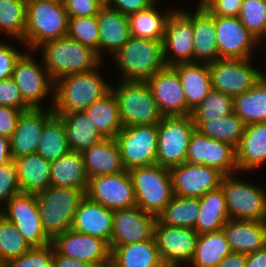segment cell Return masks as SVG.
I'll list each match as a JSON object with an SVG mask.
<instances>
[{
	"label": "cell",
	"instance_id": "cell-1",
	"mask_svg": "<svg viewBox=\"0 0 266 267\" xmlns=\"http://www.w3.org/2000/svg\"><path fill=\"white\" fill-rule=\"evenodd\" d=\"M62 77L54 82V114L85 111L94 101L111 91V83L104 79L100 69Z\"/></svg>",
	"mask_w": 266,
	"mask_h": 267
},
{
	"label": "cell",
	"instance_id": "cell-2",
	"mask_svg": "<svg viewBox=\"0 0 266 267\" xmlns=\"http://www.w3.org/2000/svg\"><path fill=\"white\" fill-rule=\"evenodd\" d=\"M37 49L42 52L41 60L53 82L62 77L91 71L104 62L95 50L68 36L47 41Z\"/></svg>",
	"mask_w": 266,
	"mask_h": 267
},
{
	"label": "cell",
	"instance_id": "cell-3",
	"mask_svg": "<svg viewBox=\"0 0 266 267\" xmlns=\"http://www.w3.org/2000/svg\"><path fill=\"white\" fill-rule=\"evenodd\" d=\"M111 57L123 81H147L166 67L163 41L131 37Z\"/></svg>",
	"mask_w": 266,
	"mask_h": 267
},
{
	"label": "cell",
	"instance_id": "cell-4",
	"mask_svg": "<svg viewBox=\"0 0 266 267\" xmlns=\"http://www.w3.org/2000/svg\"><path fill=\"white\" fill-rule=\"evenodd\" d=\"M87 190L49 186L36 193L42 226L52 241L56 236L71 229L75 212Z\"/></svg>",
	"mask_w": 266,
	"mask_h": 267
},
{
	"label": "cell",
	"instance_id": "cell-5",
	"mask_svg": "<svg viewBox=\"0 0 266 267\" xmlns=\"http://www.w3.org/2000/svg\"><path fill=\"white\" fill-rule=\"evenodd\" d=\"M68 14L64 3H26V28L23 44L29 51H37L43 43L67 36Z\"/></svg>",
	"mask_w": 266,
	"mask_h": 267
},
{
	"label": "cell",
	"instance_id": "cell-6",
	"mask_svg": "<svg viewBox=\"0 0 266 267\" xmlns=\"http://www.w3.org/2000/svg\"><path fill=\"white\" fill-rule=\"evenodd\" d=\"M123 126L158 125L163 115L159 111L146 81H121L111 86Z\"/></svg>",
	"mask_w": 266,
	"mask_h": 267
},
{
	"label": "cell",
	"instance_id": "cell-7",
	"mask_svg": "<svg viewBox=\"0 0 266 267\" xmlns=\"http://www.w3.org/2000/svg\"><path fill=\"white\" fill-rule=\"evenodd\" d=\"M128 172L133 182L136 206L157 216L174 195L169 169L154 164L132 168Z\"/></svg>",
	"mask_w": 266,
	"mask_h": 267
},
{
	"label": "cell",
	"instance_id": "cell-8",
	"mask_svg": "<svg viewBox=\"0 0 266 267\" xmlns=\"http://www.w3.org/2000/svg\"><path fill=\"white\" fill-rule=\"evenodd\" d=\"M157 129L156 164L171 169L186 162L188 146L196 131L192 116H163Z\"/></svg>",
	"mask_w": 266,
	"mask_h": 267
},
{
	"label": "cell",
	"instance_id": "cell-9",
	"mask_svg": "<svg viewBox=\"0 0 266 267\" xmlns=\"http://www.w3.org/2000/svg\"><path fill=\"white\" fill-rule=\"evenodd\" d=\"M234 175H224L220 185L229 219L266 221V189Z\"/></svg>",
	"mask_w": 266,
	"mask_h": 267
},
{
	"label": "cell",
	"instance_id": "cell-10",
	"mask_svg": "<svg viewBox=\"0 0 266 267\" xmlns=\"http://www.w3.org/2000/svg\"><path fill=\"white\" fill-rule=\"evenodd\" d=\"M114 139L125 170L156 164L157 125L123 126Z\"/></svg>",
	"mask_w": 266,
	"mask_h": 267
},
{
	"label": "cell",
	"instance_id": "cell-11",
	"mask_svg": "<svg viewBox=\"0 0 266 267\" xmlns=\"http://www.w3.org/2000/svg\"><path fill=\"white\" fill-rule=\"evenodd\" d=\"M251 59H219L209 63L212 89L235 97L253 88L266 73L254 68Z\"/></svg>",
	"mask_w": 266,
	"mask_h": 267
},
{
	"label": "cell",
	"instance_id": "cell-12",
	"mask_svg": "<svg viewBox=\"0 0 266 267\" xmlns=\"http://www.w3.org/2000/svg\"><path fill=\"white\" fill-rule=\"evenodd\" d=\"M12 78L21 92L23 101L31 109L44 108L41 103L50 96V92L52 97L49 98L54 99V92H52L54 82L43 61L37 62L32 56V51L26 50L16 62Z\"/></svg>",
	"mask_w": 266,
	"mask_h": 267
},
{
	"label": "cell",
	"instance_id": "cell-13",
	"mask_svg": "<svg viewBox=\"0 0 266 267\" xmlns=\"http://www.w3.org/2000/svg\"><path fill=\"white\" fill-rule=\"evenodd\" d=\"M0 214L16 226L31 247H42L51 243L42 226L35 194L20 192L12 196L2 206Z\"/></svg>",
	"mask_w": 266,
	"mask_h": 267
},
{
	"label": "cell",
	"instance_id": "cell-14",
	"mask_svg": "<svg viewBox=\"0 0 266 267\" xmlns=\"http://www.w3.org/2000/svg\"><path fill=\"white\" fill-rule=\"evenodd\" d=\"M198 233L192 228H182L155 223L154 238L166 267L186 266L191 262Z\"/></svg>",
	"mask_w": 266,
	"mask_h": 267
},
{
	"label": "cell",
	"instance_id": "cell-15",
	"mask_svg": "<svg viewBox=\"0 0 266 267\" xmlns=\"http://www.w3.org/2000/svg\"><path fill=\"white\" fill-rule=\"evenodd\" d=\"M192 20L179 8L170 14L163 39V57L167 67L194 62Z\"/></svg>",
	"mask_w": 266,
	"mask_h": 267
},
{
	"label": "cell",
	"instance_id": "cell-16",
	"mask_svg": "<svg viewBox=\"0 0 266 267\" xmlns=\"http://www.w3.org/2000/svg\"><path fill=\"white\" fill-rule=\"evenodd\" d=\"M86 195L111 210L136 206L133 182L127 170L89 179Z\"/></svg>",
	"mask_w": 266,
	"mask_h": 267
},
{
	"label": "cell",
	"instance_id": "cell-17",
	"mask_svg": "<svg viewBox=\"0 0 266 267\" xmlns=\"http://www.w3.org/2000/svg\"><path fill=\"white\" fill-rule=\"evenodd\" d=\"M214 24L220 59L253 58L261 41L246 29L239 17L214 16Z\"/></svg>",
	"mask_w": 266,
	"mask_h": 267
},
{
	"label": "cell",
	"instance_id": "cell-18",
	"mask_svg": "<svg viewBox=\"0 0 266 267\" xmlns=\"http://www.w3.org/2000/svg\"><path fill=\"white\" fill-rule=\"evenodd\" d=\"M60 254L92 264L94 267H107L111 263L110 245L91 235L69 229L51 241Z\"/></svg>",
	"mask_w": 266,
	"mask_h": 267
},
{
	"label": "cell",
	"instance_id": "cell-19",
	"mask_svg": "<svg viewBox=\"0 0 266 267\" xmlns=\"http://www.w3.org/2000/svg\"><path fill=\"white\" fill-rule=\"evenodd\" d=\"M173 194L178 197L200 198L221 185L224 174L218 169L184 162L169 169Z\"/></svg>",
	"mask_w": 266,
	"mask_h": 267
},
{
	"label": "cell",
	"instance_id": "cell-20",
	"mask_svg": "<svg viewBox=\"0 0 266 267\" xmlns=\"http://www.w3.org/2000/svg\"><path fill=\"white\" fill-rule=\"evenodd\" d=\"M186 162L218 169L224 175L237 174L236 149L233 145L193 133Z\"/></svg>",
	"mask_w": 266,
	"mask_h": 267
},
{
	"label": "cell",
	"instance_id": "cell-21",
	"mask_svg": "<svg viewBox=\"0 0 266 267\" xmlns=\"http://www.w3.org/2000/svg\"><path fill=\"white\" fill-rule=\"evenodd\" d=\"M157 216L134 206L113 210L110 247H118L154 238Z\"/></svg>",
	"mask_w": 266,
	"mask_h": 267
},
{
	"label": "cell",
	"instance_id": "cell-22",
	"mask_svg": "<svg viewBox=\"0 0 266 267\" xmlns=\"http://www.w3.org/2000/svg\"><path fill=\"white\" fill-rule=\"evenodd\" d=\"M163 116L191 115L180 78L173 67L159 70L146 81Z\"/></svg>",
	"mask_w": 266,
	"mask_h": 267
},
{
	"label": "cell",
	"instance_id": "cell-23",
	"mask_svg": "<svg viewBox=\"0 0 266 267\" xmlns=\"http://www.w3.org/2000/svg\"><path fill=\"white\" fill-rule=\"evenodd\" d=\"M48 109H30L22 112L16 129L10 137V148L13 158L37 152L38 143L45 122L54 114L53 100ZM52 105V106H51Z\"/></svg>",
	"mask_w": 266,
	"mask_h": 267
},
{
	"label": "cell",
	"instance_id": "cell-24",
	"mask_svg": "<svg viewBox=\"0 0 266 267\" xmlns=\"http://www.w3.org/2000/svg\"><path fill=\"white\" fill-rule=\"evenodd\" d=\"M71 229L98 237L110 245L113 230V210L91 200L86 195L75 212Z\"/></svg>",
	"mask_w": 266,
	"mask_h": 267
},
{
	"label": "cell",
	"instance_id": "cell-25",
	"mask_svg": "<svg viewBox=\"0 0 266 267\" xmlns=\"http://www.w3.org/2000/svg\"><path fill=\"white\" fill-rule=\"evenodd\" d=\"M98 56L103 60V54H115L132 36L128 17L108 6H103L98 14Z\"/></svg>",
	"mask_w": 266,
	"mask_h": 267
},
{
	"label": "cell",
	"instance_id": "cell-26",
	"mask_svg": "<svg viewBox=\"0 0 266 267\" xmlns=\"http://www.w3.org/2000/svg\"><path fill=\"white\" fill-rule=\"evenodd\" d=\"M181 10L192 20L194 62L209 64L219 60L214 15L206 8H196L193 13Z\"/></svg>",
	"mask_w": 266,
	"mask_h": 267
},
{
	"label": "cell",
	"instance_id": "cell-27",
	"mask_svg": "<svg viewBox=\"0 0 266 267\" xmlns=\"http://www.w3.org/2000/svg\"><path fill=\"white\" fill-rule=\"evenodd\" d=\"M238 172L261 168L266 164V122L252 123L245 127L236 146Z\"/></svg>",
	"mask_w": 266,
	"mask_h": 267
},
{
	"label": "cell",
	"instance_id": "cell-28",
	"mask_svg": "<svg viewBox=\"0 0 266 267\" xmlns=\"http://www.w3.org/2000/svg\"><path fill=\"white\" fill-rule=\"evenodd\" d=\"M222 229L232 252L247 255L266 246V221L229 219Z\"/></svg>",
	"mask_w": 266,
	"mask_h": 267
},
{
	"label": "cell",
	"instance_id": "cell-29",
	"mask_svg": "<svg viewBox=\"0 0 266 267\" xmlns=\"http://www.w3.org/2000/svg\"><path fill=\"white\" fill-rule=\"evenodd\" d=\"M88 180L107 174L125 171L121 154L114 138H104L99 143L82 152Z\"/></svg>",
	"mask_w": 266,
	"mask_h": 267
},
{
	"label": "cell",
	"instance_id": "cell-30",
	"mask_svg": "<svg viewBox=\"0 0 266 267\" xmlns=\"http://www.w3.org/2000/svg\"><path fill=\"white\" fill-rule=\"evenodd\" d=\"M184 91L186 106L193 111L212 90L207 63L191 62L173 66Z\"/></svg>",
	"mask_w": 266,
	"mask_h": 267
},
{
	"label": "cell",
	"instance_id": "cell-31",
	"mask_svg": "<svg viewBox=\"0 0 266 267\" xmlns=\"http://www.w3.org/2000/svg\"><path fill=\"white\" fill-rule=\"evenodd\" d=\"M20 191L36 194L50 186L51 163L38 153L13 158Z\"/></svg>",
	"mask_w": 266,
	"mask_h": 267
},
{
	"label": "cell",
	"instance_id": "cell-32",
	"mask_svg": "<svg viewBox=\"0 0 266 267\" xmlns=\"http://www.w3.org/2000/svg\"><path fill=\"white\" fill-rule=\"evenodd\" d=\"M113 267H166L155 238L129 245L110 247Z\"/></svg>",
	"mask_w": 266,
	"mask_h": 267
},
{
	"label": "cell",
	"instance_id": "cell-33",
	"mask_svg": "<svg viewBox=\"0 0 266 267\" xmlns=\"http://www.w3.org/2000/svg\"><path fill=\"white\" fill-rule=\"evenodd\" d=\"M56 115L61 117L65 126L70 151L82 153L105 138L85 111Z\"/></svg>",
	"mask_w": 266,
	"mask_h": 267
},
{
	"label": "cell",
	"instance_id": "cell-34",
	"mask_svg": "<svg viewBox=\"0 0 266 267\" xmlns=\"http://www.w3.org/2000/svg\"><path fill=\"white\" fill-rule=\"evenodd\" d=\"M50 186L87 190L88 177L82 153L69 151L51 162Z\"/></svg>",
	"mask_w": 266,
	"mask_h": 267
},
{
	"label": "cell",
	"instance_id": "cell-35",
	"mask_svg": "<svg viewBox=\"0 0 266 267\" xmlns=\"http://www.w3.org/2000/svg\"><path fill=\"white\" fill-rule=\"evenodd\" d=\"M200 209L194 230L198 234L221 230L229 220L226 201L221 187L199 198Z\"/></svg>",
	"mask_w": 266,
	"mask_h": 267
},
{
	"label": "cell",
	"instance_id": "cell-36",
	"mask_svg": "<svg viewBox=\"0 0 266 267\" xmlns=\"http://www.w3.org/2000/svg\"><path fill=\"white\" fill-rule=\"evenodd\" d=\"M231 253L232 250L223 229L199 234L194 256L188 266L216 267L223 258Z\"/></svg>",
	"mask_w": 266,
	"mask_h": 267
},
{
	"label": "cell",
	"instance_id": "cell-37",
	"mask_svg": "<svg viewBox=\"0 0 266 267\" xmlns=\"http://www.w3.org/2000/svg\"><path fill=\"white\" fill-rule=\"evenodd\" d=\"M156 6L154 3L145 10L127 16L132 37L163 41L166 22L175 8L160 13Z\"/></svg>",
	"mask_w": 266,
	"mask_h": 267
},
{
	"label": "cell",
	"instance_id": "cell-38",
	"mask_svg": "<svg viewBox=\"0 0 266 267\" xmlns=\"http://www.w3.org/2000/svg\"><path fill=\"white\" fill-rule=\"evenodd\" d=\"M85 113L105 138H115L123 128L117 100L112 90L94 101Z\"/></svg>",
	"mask_w": 266,
	"mask_h": 267
},
{
	"label": "cell",
	"instance_id": "cell-39",
	"mask_svg": "<svg viewBox=\"0 0 266 267\" xmlns=\"http://www.w3.org/2000/svg\"><path fill=\"white\" fill-rule=\"evenodd\" d=\"M234 113L246 125L266 122V74L253 88L234 97Z\"/></svg>",
	"mask_w": 266,
	"mask_h": 267
},
{
	"label": "cell",
	"instance_id": "cell-40",
	"mask_svg": "<svg viewBox=\"0 0 266 267\" xmlns=\"http://www.w3.org/2000/svg\"><path fill=\"white\" fill-rule=\"evenodd\" d=\"M69 151L63 121L59 115L53 114L44 124L36 153L51 163Z\"/></svg>",
	"mask_w": 266,
	"mask_h": 267
},
{
	"label": "cell",
	"instance_id": "cell-41",
	"mask_svg": "<svg viewBox=\"0 0 266 267\" xmlns=\"http://www.w3.org/2000/svg\"><path fill=\"white\" fill-rule=\"evenodd\" d=\"M193 123L201 135L229 143L235 148L246 127V124L234 112L222 118L193 121Z\"/></svg>",
	"mask_w": 266,
	"mask_h": 267
},
{
	"label": "cell",
	"instance_id": "cell-42",
	"mask_svg": "<svg viewBox=\"0 0 266 267\" xmlns=\"http://www.w3.org/2000/svg\"><path fill=\"white\" fill-rule=\"evenodd\" d=\"M199 209V198L173 195L171 201L157 215V220L167 226L194 229Z\"/></svg>",
	"mask_w": 266,
	"mask_h": 267
},
{
	"label": "cell",
	"instance_id": "cell-43",
	"mask_svg": "<svg viewBox=\"0 0 266 267\" xmlns=\"http://www.w3.org/2000/svg\"><path fill=\"white\" fill-rule=\"evenodd\" d=\"M26 28V2L25 0H0V35L22 42Z\"/></svg>",
	"mask_w": 266,
	"mask_h": 267
},
{
	"label": "cell",
	"instance_id": "cell-44",
	"mask_svg": "<svg viewBox=\"0 0 266 267\" xmlns=\"http://www.w3.org/2000/svg\"><path fill=\"white\" fill-rule=\"evenodd\" d=\"M234 112V97L211 90L205 99L192 111L193 121L222 118Z\"/></svg>",
	"mask_w": 266,
	"mask_h": 267
},
{
	"label": "cell",
	"instance_id": "cell-45",
	"mask_svg": "<svg viewBox=\"0 0 266 267\" xmlns=\"http://www.w3.org/2000/svg\"><path fill=\"white\" fill-rule=\"evenodd\" d=\"M30 248L16 226L0 214V263L20 257Z\"/></svg>",
	"mask_w": 266,
	"mask_h": 267
},
{
	"label": "cell",
	"instance_id": "cell-46",
	"mask_svg": "<svg viewBox=\"0 0 266 267\" xmlns=\"http://www.w3.org/2000/svg\"><path fill=\"white\" fill-rule=\"evenodd\" d=\"M238 17L259 41L266 39V0H243Z\"/></svg>",
	"mask_w": 266,
	"mask_h": 267
},
{
	"label": "cell",
	"instance_id": "cell-47",
	"mask_svg": "<svg viewBox=\"0 0 266 267\" xmlns=\"http://www.w3.org/2000/svg\"><path fill=\"white\" fill-rule=\"evenodd\" d=\"M67 36L82 45L92 48L98 54L99 30L97 15L69 17Z\"/></svg>",
	"mask_w": 266,
	"mask_h": 267
},
{
	"label": "cell",
	"instance_id": "cell-48",
	"mask_svg": "<svg viewBox=\"0 0 266 267\" xmlns=\"http://www.w3.org/2000/svg\"><path fill=\"white\" fill-rule=\"evenodd\" d=\"M6 264L9 267H53V245L50 243L42 247H31L20 257L14 258Z\"/></svg>",
	"mask_w": 266,
	"mask_h": 267
},
{
	"label": "cell",
	"instance_id": "cell-49",
	"mask_svg": "<svg viewBox=\"0 0 266 267\" xmlns=\"http://www.w3.org/2000/svg\"><path fill=\"white\" fill-rule=\"evenodd\" d=\"M20 192L14 160L7 164L0 165V209L12 196Z\"/></svg>",
	"mask_w": 266,
	"mask_h": 267
},
{
	"label": "cell",
	"instance_id": "cell-50",
	"mask_svg": "<svg viewBox=\"0 0 266 267\" xmlns=\"http://www.w3.org/2000/svg\"><path fill=\"white\" fill-rule=\"evenodd\" d=\"M0 105L23 112L31 109L23 101L21 92L12 77L0 80Z\"/></svg>",
	"mask_w": 266,
	"mask_h": 267
},
{
	"label": "cell",
	"instance_id": "cell-51",
	"mask_svg": "<svg viewBox=\"0 0 266 267\" xmlns=\"http://www.w3.org/2000/svg\"><path fill=\"white\" fill-rule=\"evenodd\" d=\"M26 51H17L13 45L0 40V80L12 77L16 62Z\"/></svg>",
	"mask_w": 266,
	"mask_h": 267
},
{
	"label": "cell",
	"instance_id": "cell-52",
	"mask_svg": "<svg viewBox=\"0 0 266 267\" xmlns=\"http://www.w3.org/2000/svg\"><path fill=\"white\" fill-rule=\"evenodd\" d=\"M68 17H88L97 15L103 7L97 0H64Z\"/></svg>",
	"mask_w": 266,
	"mask_h": 267
},
{
	"label": "cell",
	"instance_id": "cell-53",
	"mask_svg": "<svg viewBox=\"0 0 266 267\" xmlns=\"http://www.w3.org/2000/svg\"><path fill=\"white\" fill-rule=\"evenodd\" d=\"M22 112V110L0 105V136L8 138L12 136Z\"/></svg>",
	"mask_w": 266,
	"mask_h": 267
},
{
	"label": "cell",
	"instance_id": "cell-54",
	"mask_svg": "<svg viewBox=\"0 0 266 267\" xmlns=\"http://www.w3.org/2000/svg\"><path fill=\"white\" fill-rule=\"evenodd\" d=\"M243 0H213L206 9L214 16L238 17Z\"/></svg>",
	"mask_w": 266,
	"mask_h": 267
},
{
	"label": "cell",
	"instance_id": "cell-55",
	"mask_svg": "<svg viewBox=\"0 0 266 267\" xmlns=\"http://www.w3.org/2000/svg\"><path fill=\"white\" fill-rule=\"evenodd\" d=\"M154 3L153 0H111L108 7L129 16L149 8Z\"/></svg>",
	"mask_w": 266,
	"mask_h": 267
},
{
	"label": "cell",
	"instance_id": "cell-56",
	"mask_svg": "<svg viewBox=\"0 0 266 267\" xmlns=\"http://www.w3.org/2000/svg\"><path fill=\"white\" fill-rule=\"evenodd\" d=\"M53 258L54 266L53 267H94L92 264L77 260L72 257L65 255H60L53 247Z\"/></svg>",
	"mask_w": 266,
	"mask_h": 267
},
{
	"label": "cell",
	"instance_id": "cell-57",
	"mask_svg": "<svg viewBox=\"0 0 266 267\" xmlns=\"http://www.w3.org/2000/svg\"><path fill=\"white\" fill-rule=\"evenodd\" d=\"M246 254L239 252H232L223 258L216 267H245Z\"/></svg>",
	"mask_w": 266,
	"mask_h": 267
},
{
	"label": "cell",
	"instance_id": "cell-58",
	"mask_svg": "<svg viewBox=\"0 0 266 267\" xmlns=\"http://www.w3.org/2000/svg\"><path fill=\"white\" fill-rule=\"evenodd\" d=\"M245 267H266V246L247 254Z\"/></svg>",
	"mask_w": 266,
	"mask_h": 267
},
{
	"label": "cell",
	"instance_id": "cell-59",
	"mask_svg": "<svg viewBox=\"0 0 266 267\" xmlns=\"http://www.w3.org/2000/svg\"><path fill=\"white\" fill-rule=\"evenodd\" d=\"M13 160L10 148V138L0 136V165L7 164Z\"/></svg>",
	"mask_w": 266,
	"mask_h": 267
},
{
	"label": "cell",
	"instance_id": "cell-60",
	"mask_svg": "<svg viewBox=\"0 0 266 267\" xmlns=\"http://www.w3.org/2000/svg\"><path fill=\"white\" fill-rule=\"evenodd\" d=\"M213 0H199L197 8H206Z\"/></svg>",
	"mask_w": 266,
	"mask_h": 267
},
{
	"label": "cell",
	"instance_id": "cell-61",
	"mask_svg": "<svg viewBox=\"0 0 266 267\" xmlns=\"http://www.w3.org/2000/svg\"><path fill=\"white\" fill-rule=\"evenodd\" d=\"M42 1L64 3V0H25L26 3H34V2H42Z\"/></svg>",
	"mask_w": 266,
	"mask_h": 267
},
{
	"label": "cell",
	"instance_id": "cell-62",
	"mask_svg": "<svg viewBox=\"0 0 266 267\" xmlns=\"http://www.w3.org/2000/svg\"><path fill=\"white\" fill-rule=\"evenodd\" d=\"M102 6H108L111 0H97Z\"/></svg>",
	"mask_w": 266,
	"mask_h": 267
},
{
	"label": "cell",
	"instance_id": "cell-63",
	"mask_svg": "<svg viewBox=\"0 0 266 267\" xmlns=\"http://www.w3.org/2000/svg\"><path fill=\"white\" fill-rule=\"evenodd\" d=\"M0 267H9L6 263H2Z\"/></svg>",
	"mask_w": 266,
	"mask_h": 267
}]
</instances>
